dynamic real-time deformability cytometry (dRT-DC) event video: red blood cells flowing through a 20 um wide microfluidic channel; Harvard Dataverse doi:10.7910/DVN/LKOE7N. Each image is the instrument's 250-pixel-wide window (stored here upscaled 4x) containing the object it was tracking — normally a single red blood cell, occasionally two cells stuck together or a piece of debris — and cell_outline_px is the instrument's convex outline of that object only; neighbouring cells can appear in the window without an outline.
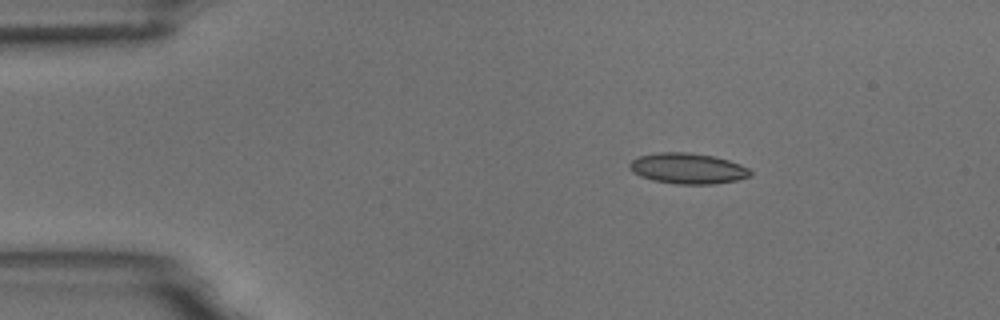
{"species": "common noctule bat (a hibernating species)", "species_latin": "Nyctalus noctula", "temperature_condition": "room temperature", "stored_images_in_passage": 4, "camera_frame_rate_fps": 3000, "um_per_image_px": 0.085, "animal": {"sex": "male", "body_mass_g": 18.8}, "frame": {"image": 1, "passage_image": 2, "time_ms": 1.333, "image_size_px": [1000, 320], "cell_outline_px": [[752, 176], [736, 180], [712, 184], [676, 184], [652, 180], [640, 176], [632, 172], [628, 168], [628, 164], [632, 160], [640, 156], [656, 152], [688, 152], [712, 156], [728, 160], [740, 164], [748, 168], [752, 172]], "centroid_in_image_um": [58.43, 14.32], "position_along_channel_um": 26.6, "area_um2": 21.68}}